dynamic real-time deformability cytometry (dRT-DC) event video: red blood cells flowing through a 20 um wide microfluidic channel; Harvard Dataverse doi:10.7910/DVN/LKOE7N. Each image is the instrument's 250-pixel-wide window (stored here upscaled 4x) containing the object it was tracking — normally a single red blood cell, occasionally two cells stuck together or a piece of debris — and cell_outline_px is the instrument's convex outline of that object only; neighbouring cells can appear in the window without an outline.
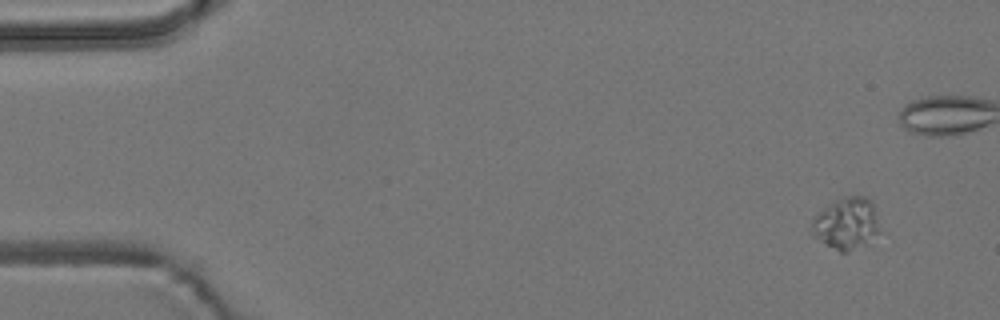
{"species": "common noctule bat (a hibernating species)", "species_latin": "Nyctalus noctula", "temperature_condition": "room temperature", "stored_images_in_passage": 8, "camera_frame_rate_fps": 3000, "um_per_image_px": 0.085, "animal": {"sex": "male", "body_mass_g": 19.2, "forearm_length_mm": 51.8}, "frame": {"image": 1, "passage_image": 1, "time_ms": 0.0, "image_size_px": [1000, 320], "cell_outline_px": [[880, 232], [848, 252], [840, 252], [812, 236], [812, 220], [824, 208], [836, 200], [844, 196], [868, 196], [872, 200]], "centroid_in_image_um": [71.94, 18.97], "position_along_channel_um": 13.1, "area_um2": 20.0}}